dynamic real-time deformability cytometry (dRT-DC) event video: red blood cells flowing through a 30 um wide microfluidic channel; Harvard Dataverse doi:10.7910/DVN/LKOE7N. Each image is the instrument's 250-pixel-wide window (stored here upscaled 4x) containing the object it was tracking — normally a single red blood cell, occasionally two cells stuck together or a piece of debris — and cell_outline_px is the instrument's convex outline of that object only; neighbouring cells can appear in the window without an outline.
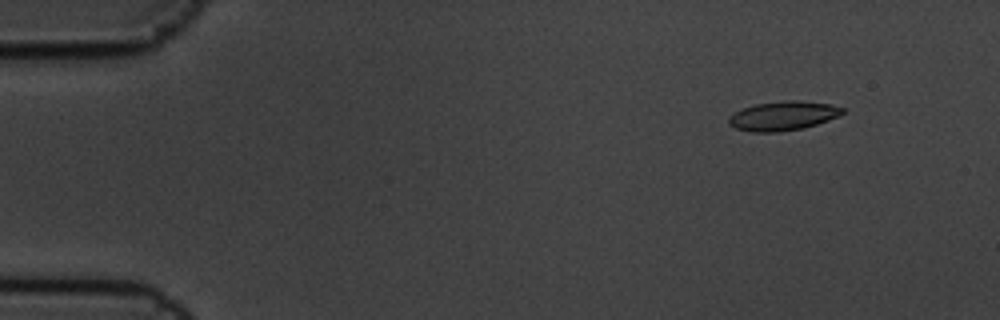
{"species": "common noctule bat (a hibernating species)", "species_latin": "Nyctalus noctula", "temperature_condition": "cold", "stored_images_in_passage": 5, "camera_frame_rate_fps": 3000, "um_per_image_px": 0.085, "animal": {"sex": "male", "body_mass_g": 19.5, "forearm_length_mm": 54.6}, "frame": {"image": 1, "passage_image": 2, "time_ms": 0.333, "image_size_px": [1000, 320], "cell_outline_px": [[844, 112], [840, 116], [804, 128], [776, 132], [752, 132], [736, 128], [728, 124], [728, 116], [744, 108], [756, 104], [784, 100], [796, 100], [832, 104], [844, 108]], "centroid_in_image_um": [66.58, 9.84], "position_along_channel_um": 18.4, "area_um2": 19.36}}
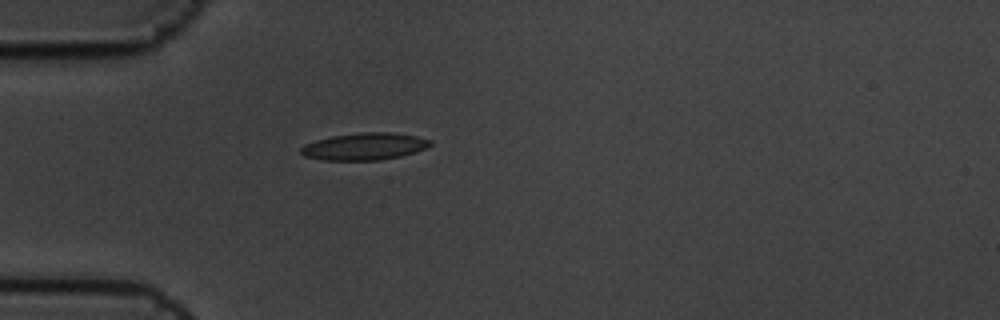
{"frame": {"image": 2, "passage_image": 5, "time_ms": 1.333, "image_size_px": [1000, 320], "cell_outline_px": [[432, 144], [416, 152], [400, 156], [380, 160], [320, 160], [304, 156], [300, 152], [300, 148], [304, 144], [316, 140], [332, 136], [360, 132], [392, 132], [416, 136], [432, 140]], "centroid_in_image_um": [30.96, 12.44], "position_along_channel_um": 54.0, "area_um2": 20.52}}